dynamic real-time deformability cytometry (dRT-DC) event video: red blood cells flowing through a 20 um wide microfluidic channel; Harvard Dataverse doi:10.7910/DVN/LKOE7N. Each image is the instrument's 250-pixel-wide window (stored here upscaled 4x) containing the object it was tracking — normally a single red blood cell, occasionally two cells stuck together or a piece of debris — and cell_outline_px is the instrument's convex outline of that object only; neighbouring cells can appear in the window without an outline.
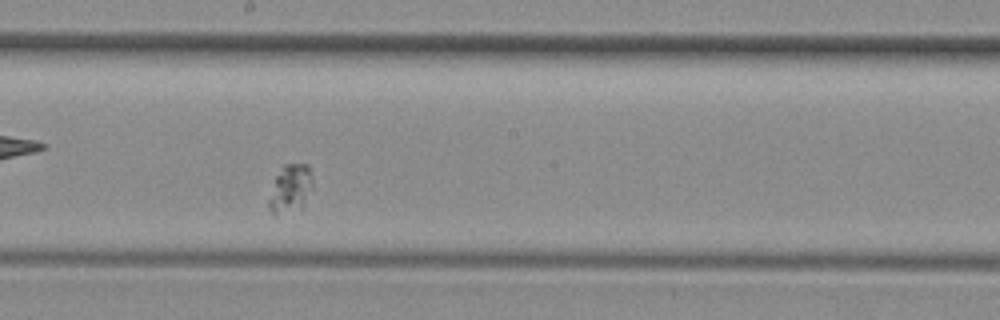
{"species": "common noctule bat (a hibernating species)", "species_latin": "Nyctalus noctula", "temperature_condition": "room temperature", "stored_images_in_passage": 41, "camera_frame_rate_fps": 3000, "um_per_image_px": 0.085, "animal": {"sex": "female", "body_mass_g": 29.2, "forearm_length_mm": 56.3}, "frame": {"image": 1, "passage_image": 17, "time_ms": 5.333, "image_size_px": [1000, 320], "cell_outline_px": [[312, 188], [304, 208], [276, 212], [272, 212], [268, 204], [268, 200], [276, 176], [284, 164], [308, 164], [312, 180]], "centroid_in_image_um": [24.72, 15.99], "position_along_channel_um": 223.5, "area_um2": 11.96}}
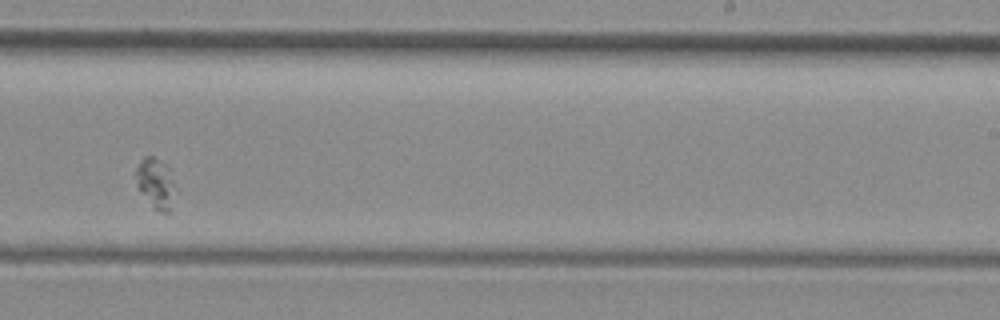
{"frame": {"image": 2, "passage_image": 21, "time_ms": 6.667, "image_size_px": [1000, 320], "cell_outline_px": [[180, 192], [168, 212], [160, 212], [156, 208], [136, 184], [136, 168], [140, 160], [144, 156], [152, 156], [172, 168]], "centroid_in_image_um": [13.37, 15.54], "position_along_channel_um": 275.6, "area_um2": 12.02}}
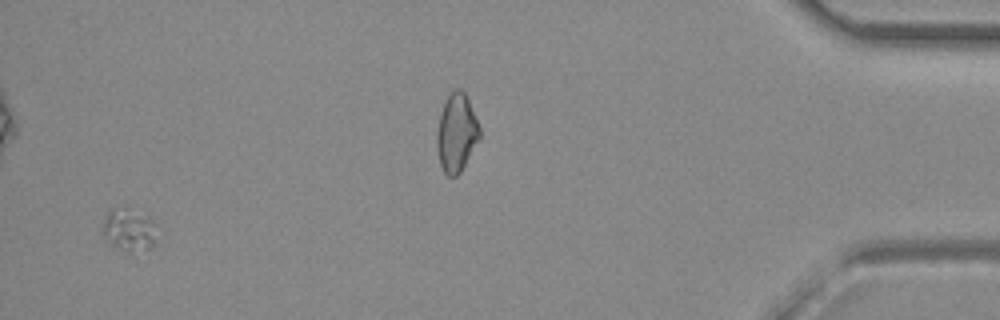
{"frame": {"image": 3, "passage_image": 39, "time_ms": 12.667, "image_size_px": [1000, 320], "cell_outline_px": [[156, 244], [152, 248], [120, 248], [104, 240], [100, 232], [100, 228], [104, 216], [112, 208], [124, 204], [148, 216], [156, 224]], "centroid_in_image_um": [10.92, 19.42], "position_along_channel_um": 424.3, "area_um2": 13.81}}